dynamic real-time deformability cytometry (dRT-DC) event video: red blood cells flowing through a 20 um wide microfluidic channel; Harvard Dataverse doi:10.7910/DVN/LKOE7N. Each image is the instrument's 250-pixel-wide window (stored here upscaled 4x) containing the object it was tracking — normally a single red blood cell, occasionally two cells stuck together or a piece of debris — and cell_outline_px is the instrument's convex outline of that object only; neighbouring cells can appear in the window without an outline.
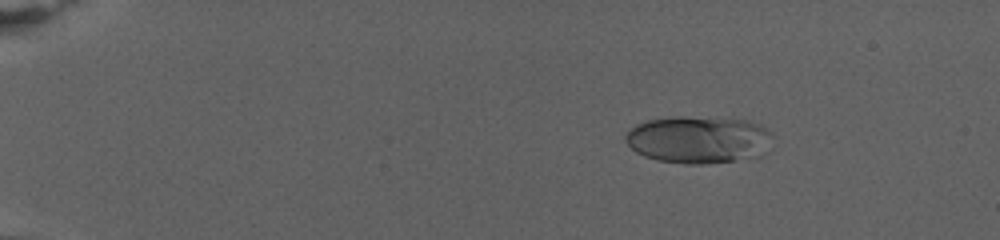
{"species": "human", "species_latin": "Homo sapiens", "temperature_condition": "warm", "stored_images_in_passage": 40, "camera_frame_rate_fps": 3000, "um_per_image_px": 0.085, "donor": {"sex": "female"}, "frame": {"image": 1, "passage_image": 14, "time_ms": 2.333, "image_size_px": [1000, 240], "cell_outline_px": [[776, 136], [760, 156], [732, 160], [700, 164], [688, 164], [656, 160], [644, 156], [636, 152], [624, 140], [624, 136], [636, 124], [648, 120], [676, 116], [716, 116], [748, 120], [760, 124], [768, 128]], "centroid_in_image_um": [59.41, 11.83], "position_along_channel_um": 25.6, "area_um2": 41.21}}
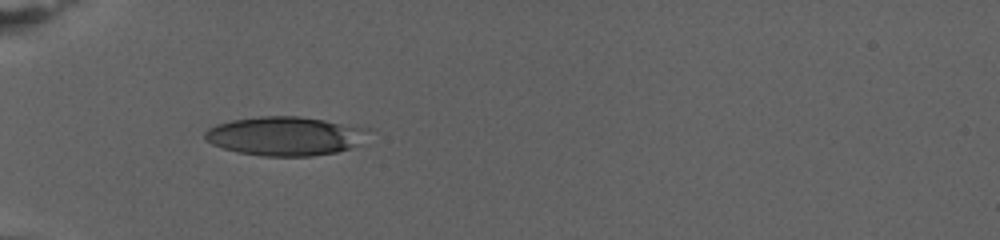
{"frame": {"image": 2, "passage_image": 39, "time_ms": 7.333, "image_size_px": [1000, 240], "cell_outline_px": [[372, 128], [360, 144], [336, 152], [312, 156], [264, 156], [240, 152], [224, 148], [212, 144], [204, 140], [204, 132], [208, 128], [216, 124], [232, 120], [260, 116], [300, 116]], "centroid_in_image_um": [24.24, 11.55], "position_along_channel_um": 60.8, "area_um2": 37.17}}